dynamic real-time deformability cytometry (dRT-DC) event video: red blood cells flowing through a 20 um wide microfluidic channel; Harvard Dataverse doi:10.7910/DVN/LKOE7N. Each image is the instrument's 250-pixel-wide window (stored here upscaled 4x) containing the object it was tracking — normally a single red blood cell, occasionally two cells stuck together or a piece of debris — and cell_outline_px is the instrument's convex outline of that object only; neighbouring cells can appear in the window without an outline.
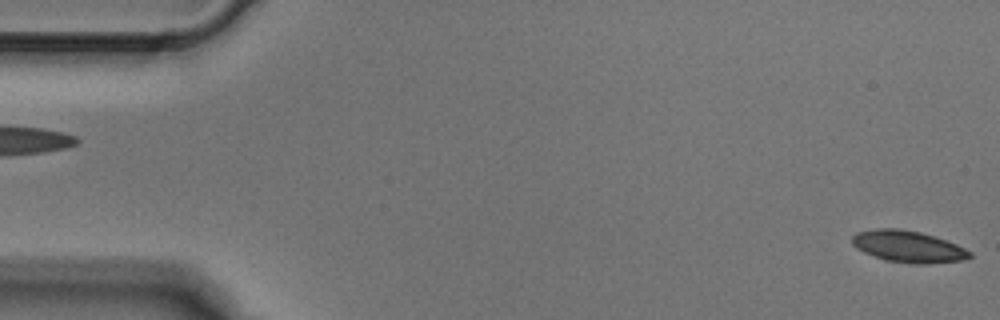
{"species": "Egyptian fruit bat (a non-hibernating species)", "species_latin": "Rousettus aegyptiacus", "temperature_condition": "cold", "stored_images_in_passage": 4, "segment_of_instrument_passage": [2, 2], "camera_frame_rate_fps": 3000, "um_per_image_px": 0.085, "animal": {"sex": "male"}, "frame": {"image": 1, "passage_image": 4, "time_ms": 1.0, "image_size_px": [1000, 320], "cell_outline_px": [[972, 256], [964, 260], [924, 264], [916, 264], [888, 260], [864, 252], [856, 248], [852, 244], [852, 236], [856, 232], [876, 228], [900, 228], [920, 232], [936, 236], [956, 244], [972, 252]], "centroid_in_image_um": [77.2, 20.94], "position_along_channel_um": 7.8, "area_um2": 21.68}}